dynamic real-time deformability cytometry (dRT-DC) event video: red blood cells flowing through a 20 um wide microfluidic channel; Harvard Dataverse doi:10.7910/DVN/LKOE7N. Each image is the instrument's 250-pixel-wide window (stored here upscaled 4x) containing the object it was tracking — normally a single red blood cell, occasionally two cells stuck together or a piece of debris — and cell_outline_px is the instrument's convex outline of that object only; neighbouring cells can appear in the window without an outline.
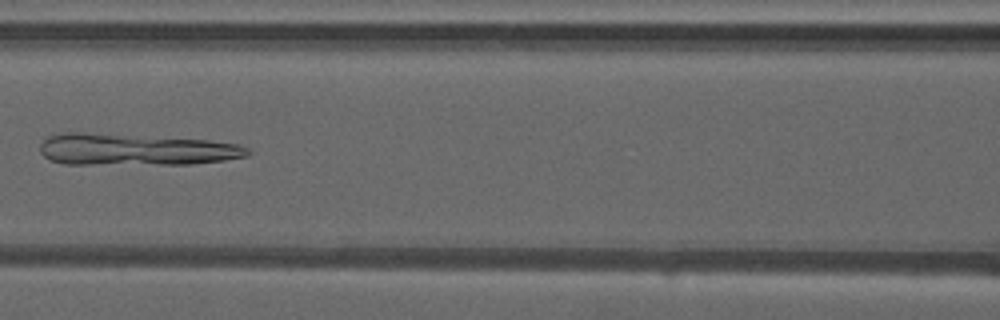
{"species": "common noctule bat (a hibernating species)", "species_latin": "Nyctalus noctula", "temperature_condition": "warm", "stored_images_in_passage": 47, "camera_frame_rate_fps": 3000, "um_per_image_px": 0.085, "animal": {"sex": "male", "forearm_length_mm": 52.5}, "frame": {"image": 1, "passage_image": 21, "time_ms": 6.667, "image_size_px": [1000, 320], "cell_outline_px": [[252, 152], [248, 156], [224, 160], [188, 164], [64, 164], [52, 160], [44, 156], [40, 152], [40, 144], [48, 136], [64, 132], [84, 132], [208, 140], [240, 144], [248, 148]], "centroid_in_image_um": [11.52, 12.71], "position_along_channel_um": 155.1, "area_um2": 38.44}}
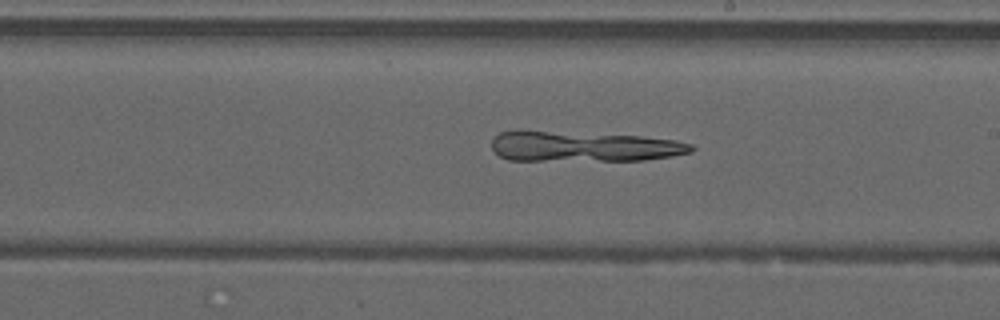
{"frame": {"image": 2, "passage_image": 27, "time_ms": 8.667, "image_size_px": [1000, 320], "cell_outline_px": [[696, 148], [692, 152], [672, 156], [644, 160], [508, 160], [500, 156], [492, 148], [492, 140], [500, 132], [544, 132], [640, 136], [676, 140], [692, 144]], "centroid_in_image_um": [49.69, 12.48], "position_along_channel_um": 239.3, "area_um2": 34.39}}
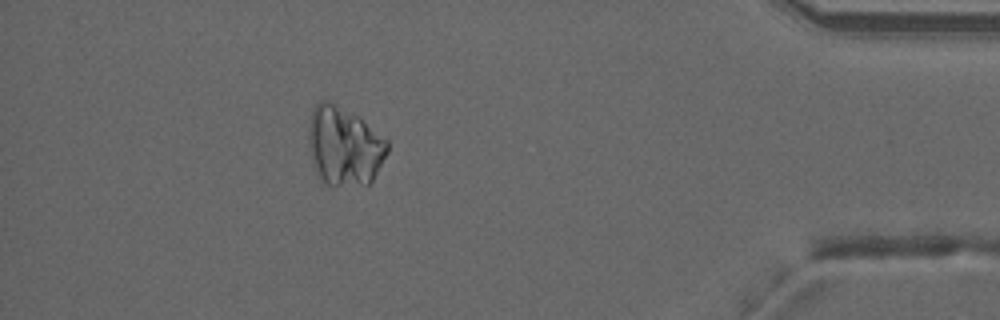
{"frame": {"image": 3, "passage_image": 42, "time_ms": 13.667, "image_size_px": [1000, 320], "cell_outline_px": [[388, 152], [372, 180], [368, 184], [324, 184], [320, 180], [316, 172], [312, 160], [308, 144], [308, 132], [312, 108], [320, 100], [328, 100], [356, 116], [388, 140]], "centroid_in_image_um": [29.23, 12.41], "position_along_channel_um": 406.0, "area_um2": 35.78}}